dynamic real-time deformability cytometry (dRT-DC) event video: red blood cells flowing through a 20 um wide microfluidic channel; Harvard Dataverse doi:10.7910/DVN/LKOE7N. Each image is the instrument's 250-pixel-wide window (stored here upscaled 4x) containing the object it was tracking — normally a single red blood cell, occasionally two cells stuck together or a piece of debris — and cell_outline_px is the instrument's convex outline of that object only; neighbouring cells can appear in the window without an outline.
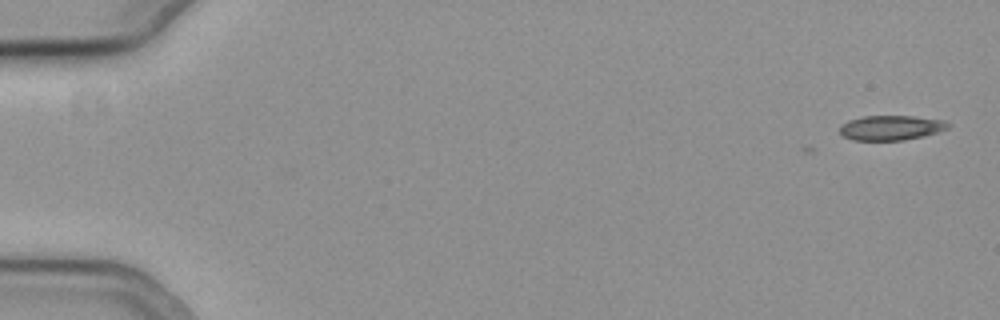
{"species": "common noctule bat (a hibernating species)", "species_latin": "Nyctalus noctula", "temperature_condition": "cold", "stored_images_in_passage": 6, "camera_frame_rate_fps": 3000, "um_per_image_px": 0.085, "animal": {"sex": "female", "body_mass_g": 19.3, "forearm_length_mm": 54.1}, "frame": {"image": 1, "passage_image": 1, "time_ms": 0.0, "image_size_px": [1000, 320], "cell_outline_px": [[948, 128], [924, 136], [904, 140], [852, 140], [844, 136], [840, 132], [840, 128], [848, 120], [864, 116], [912, 116], [944, 120], [948, 124]], "centroid_in_image_um": [75.73, 10.86], "position_along_channel_um": 9.3, "area_um2": 15.43}}